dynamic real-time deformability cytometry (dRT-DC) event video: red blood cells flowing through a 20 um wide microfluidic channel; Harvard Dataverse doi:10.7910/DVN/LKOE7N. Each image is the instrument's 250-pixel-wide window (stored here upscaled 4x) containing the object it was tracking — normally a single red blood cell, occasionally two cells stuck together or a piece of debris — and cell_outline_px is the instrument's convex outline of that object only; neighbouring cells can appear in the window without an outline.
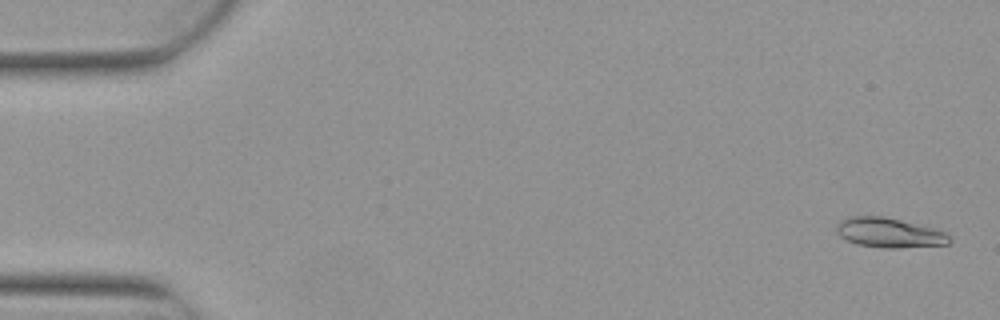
{"species": "Egyptian fruit bat (a non-hibernating species)", "species_latin": "Rousettus aegyptiacus", "temperature_condition": "warm", "stored_images_in_passage": 5, "camera_frame_rate_fps": 3000, "um_per_image_px": 0.085, "animal": {"sex": "female"}, "frame": {"image": 1, "passage_image": 1, "time_ms": 0.0, "image_size_px": [1000, 320], "cell_outline_px": [[952, 240], [948, 244], [896, 248], [884, 248], [856, 244], [840, 236], [836, 232], [836, 224], [840, 220], [848, 216], [884, 216], [932, 228], [944, 232]], "centroid_in_image_um": [75.53, 19.78], "position_along_channel_um": 9.5, "area_um2": 19.42}}
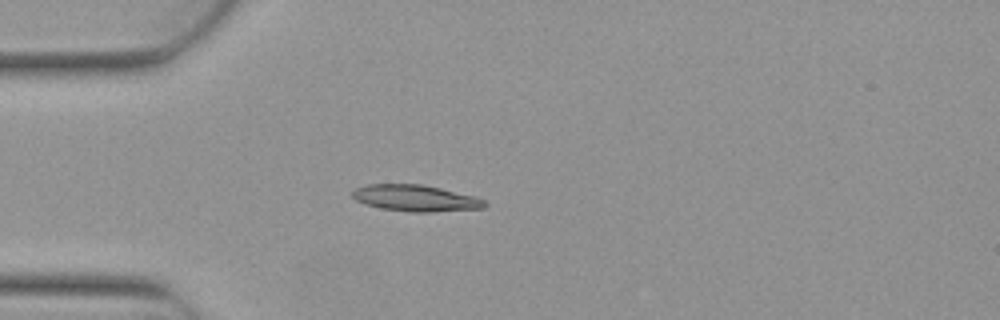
{"frame": {"image": 2, "passage_image": 4, "time_ms": 1.0, "image_size_px": [1000, 320], "cell_outline_px": [[488, 204], [484, 208], [432, 212], [412, 212], [380, 208], [364, 204], [356, 200], [352, 196], [352, 192], [356, 188], [368, 184], [420, 184], [440, 188], [476, 196], [484, 200]], "centroid_in_image_um": [35.33, 16.84], "position_along_channel_um": 49.7, "area_um2": 20.4}}